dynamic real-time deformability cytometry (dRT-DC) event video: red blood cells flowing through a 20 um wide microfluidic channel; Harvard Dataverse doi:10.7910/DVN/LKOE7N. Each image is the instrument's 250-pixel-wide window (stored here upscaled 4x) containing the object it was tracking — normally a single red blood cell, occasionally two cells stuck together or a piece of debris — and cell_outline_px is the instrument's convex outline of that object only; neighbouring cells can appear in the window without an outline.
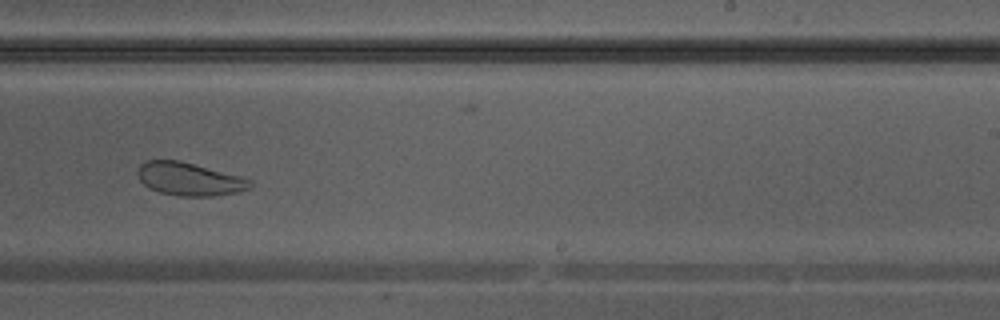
{"species": "Egyptian fruit bat (a non-hibernating species)", "species_latin": "Rousettus aegyptiacus", "temperature_condition": "warm", "stored_images_in_passage": 25, "camera_frame_rate_fps": 3000, "um_per_image_px": 0.085, "animal": {"sex": "male"}, "frame": {"image": 1, "passage_image": 21, "time_ms": 6.667, "image_size_px": [1000, 320], "cell_outline_px": [[252, 184], [248, 188], [236, 192], [212, 196], [180, 196], [160, 192], [144, 184], [140, 180], [136, 172], [140, 164], [148, 160], [180, 160], [240, 176], [252, 180]], "centroid_in_image_um": [16.08, 15.21], "position_along_channel_um": 272.9, "area_um2": 21.44}}